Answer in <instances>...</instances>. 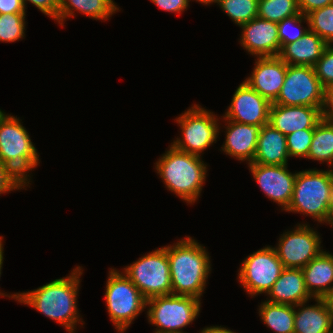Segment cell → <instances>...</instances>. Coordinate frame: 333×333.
<instances>
[{"label":"cell","instance_id":"6da1fadb","mask_svg":"<svg viewBox=\"0 0 333 333\" xmlns=\"http://www.w3.org/2000/svg\"><path fill=\"white\" fill-rule=\"evenodd\" d=\"M82 274V266H77L66 277L55 279L28 292L17 293V302L36 309L62 325L68 333H75L77 324H84L77 308Z\"/></svg>","mask_w":333,"mask_h":333},{"label":"cell","instance_id":"7a4b0ae2","mask_svg":"<svg viewBox=\"0 0 333 333\" xmlns=\"http://www.w3.org/2000/svg\"><path fill=\"white\" fill-rule=\"evenodd\" d=\"M168 255L172 294L201 299L211 273L209 252L190 236L163 246Z\"/></svg>","mask_w":333,"mask_h":333},{"label":"cell","instance_id":"3957f363","mask_svg":"<svg viewBox=\"0 0 333 333\" xmlns=\"http://www.w3.org/2000/svg\"><path fill=\"white\" fill-rule=\"evenodd\" d=\"M169 149L154 163L165 187L183 201L193 204L200 197L207 176V165L200 156L169 145Z\"/></svg>","mask_w":333,"mask_h":333},{"label":"cell","instance_id":"277c9868","mask_svg":"<svg viewBox=\"0 0 333 333\" xmlns=\"http://www.w3.org/2000/svg\"><path fill=\"white\" fill-rule=\"evenodd\" d=\"M333 200V169H309L296 174L293 196L286 212L310 216L325 223Z\"/></svg>","mask_w":333,"mask_h":333},{"label":"cell","instance_id":"5b68a950","mask_svg":"<svg viewBox=\"0 0 333 333\" xmlns=\"http://www.w3.org/2000/svg\"><path fill=\"white\" fill-rule=\"evenodd\" d=\"M21 121L4 111L0 115V162L28 187L31 182L29 172L40 164V154Z\"/></svg>","mask_w":333,"mask_h":333},{"label":"cell","instance_id":"8992f818","mask_svg":"<svg viewBox=\"0 0 333 333\" xmlns=\"http://www.w3.org/2000/svg\"><path fill=\"white\" fill-rule=\"evenodd\" d=\"M108 275L104 297L109 318L115 329L124 333L146 309L147 300L123 272L110 268Z\"/></svg>","mask_w":333,"mask_h":333},{"label":"cell","instance_id":"52a82bcc","mask_svg":"<svg viewBox=\"0 0 333 333\" xmlns=\"http://www.w3.org/2000/svg\"><path fill=\"white\" fill-rule=\"evenodd\" d=\"M201 300L191 296L162 295L146 301L147 319L154 332L186 333L185 327L192 324L201 310Z\"/></svg>","mask_w":333,"mask_h":333},{"label":"cell","instance_id":"ba28073f","mask_svg":"<svg viewBox=\"0 0 333 333\" xmlns=\"http://www.w3.org/2000/svg\"><path fill=\"white\" fill-rule=\"evenodd\" d=\"M202 108L192 105L187 111L176 117L182 130V137H177L171 145L181 151L202 157V152L217 142L220 132L218 116Z\"/></svg>","mask_w":333,"mask_h":333},{"label":"cell","instance_id":"9c48e42d","mask_svg":"<svg viewBox=\"0 0 333 333\" xmlns=\"http://www.w3.org/2000/svg\"><path fill=\"white\" fill-rule=\"evenodd\" d=\"M146 300L172 294L167 251L164 247L147 253L122 271Z\"/></svg>","mask_w":333,"mask_h":333},{"label":"cell","instance_id":"30bf717a","mask_svg":"<svg viewBox=\"0 0 333 333\" xmlns=\"http://www.w3.org/2000/svg\"><path fill=\"white\" fill-rule=\"evenodd\" d=\"M284 269L271 246H265L247 256L239 268L238 281L251 297L268 294Z\"/></svg>","mask_w":333,"mask_h":333},{"label":"cell","instance_id":"8fae6325","mask_svg":"<svg viewBox=\"0 0 333 333\" xmlns=\"http://www.w3.org/2000/svg\"><path fill=\"white\" fill-rule=\"evenodd\" d=\"M324 87L314 67L288 65L281 91L272 104L322 108Z\"/></svg>","mask_w":333,"mask_h":333},{"label":"cell","instance_id":"7c38bea8","mask_svg":"<svg viewBox=\"0 0 333 333\" xmlns=\"http://www.w3.org/2000/svg\"><path fill=\"white\" fill-rule=\"evenodd\" d=\"M292 231L281 234L274 247L284 268H304L317 257L321 249L319 233L307 223H298Z\"/></svg>","mask_w":333,"mask_h":333},{"label":"cell","instance_id":"4fadbf2b","mask_svg":"<svg viewBox=\"0 0 333 333\" xmlns=\"http://www.w3.org/2000/svg\"><path fill=\"white\" fill-rule=\"evenodd\" d=\"M271 104L268 99L243 81L235 90L231 103L222 118L262 127L269 122Z\"/></svg>","mask_w":333,"mask_h":333},{"label":"cell","instance_id":"5bb4252c","mask_svg":"<svg viewBox=\"0 0 333 333\" xmlns=\"http://www.w3.org/2000/svg\"><path fill=\"white\" fill-rule=\"evenodd\" d=\"M249 171L253 178L273 202L286 210L291 202L296 179V172L288 170L287 165H264L249 163Z\"/></svg>","mask_w":333,"mask_h":333},{"label":"cell","instance_id":"9a60e30c","mask_svg":"<svg viewBox=\"0 0 333 333\" xmlns=\"http://www.w3.org/2000/svg\"><path fill=\"white\" fill-rule=\"evenodd\" d=\"M240 45L255 57H276L280 54L278 23L254 18L240 25Z\"/></svg>","mask_w":333,"mask_h":333},{"label":"cell","instance_id":"2e32d148","mask_svg":"<svg viewBox=\"0 0 333 333\" xmlns=\"http://www.w3.org/2000/svg\"><path fill=\"white\" fill-rule=\"evenodd\" d=\"M287 66L279 56L256 57L253 71L244 81L273 103L280 94Z\"/></svg>","mask_w":333,"mask_h":333},{"label":"cell","instance_id":"e0dca14e","mask_svg":"<svg viewBox=\"0 0 333 333\" xmlns=\"http://www.w3.org/2000/svg\"><path fill=\"white\" fill-rule=\"evenodd\" d=\"M321 120V109L317 107L271 104L268 124L288 135L299 130L314 129Z\"/></svg>","mask_w":333,"mask_h":333},{"label":"cell","instance_id":"ac0fdd59","mask_svg":"<svg viewBox=\"0 0 333 333\" xmlns=\"http://www.w3.org/2000/svg\"><path fill=\"white\" fill-rule=\"evenodd\" d=\"M222 120L227 121L224 127L226 138L220 151L239 161H246V164L252 163L261 126L241 124L228 119Z\"/></svg>","mask_w":333,"mask_h":333},{"label":"cell","instance_id":"d6986e66","mask_svg":"<svg viewBox=\"0 0 333 333\" xmlns=\"http://www.w3.org/2000/svg\"><path fill=\"white\" fill-rule=\"evenodd\" d=\"M267 295L269 302L294 306L314 299L306 289L300 268H284Z\"/></svg>","mask_w":333,"mask_h":333},{"label":"cell","instance_id":"ffe728a7","mask_svg":"<svg viewBox=\"0 0 333 333\" xmlns=\"http://www.w3.org/2000/svg\"><path fill=\"white\" fill-rule=\"evenodd\" d=\"M305 286L313 298H324L333 292V254L322 251L302 268Z\"/></svg>","mask_w":333,"mask_h":333},{"label":"cell","instance_id":"44dd1931","mask_svg":"<svg viewBox=\"0 0 333 333\" xmlns=\"http://www.w3.org/2000/svg\"><path fill=\"white\" fill-rule=\"evenodd\" d=\"M289 153L286 135L270 124L263 125L258 136L252 163L264 165H288Z\"/></svg>","mask_w":333,"mask_h":333},{"label":"cell","instance_id":"7402d4cb","mask_svg":"<svg viewBox=\"0 0 333 333\" xmlns=\"http://www.w3.org/2000/svg\"><path fill=\"white\" fill-rule=\"evenodd\" d=\"M314 299L316 302L314 305L306 306L307 302L295 305L294 333L332 332L333 322L325 300L323 298Z\"/></svg>","mask_w":333,"mask_h":333},{"label":"cell","instance_id":"603a6c76","mask_svg":"<svg viewBox=\"0 0 333 333\" xmlns=\"http://www.w3.org/2000/svg\"><path fill=\"white\" fill-rule=\"evenodd\" d=\"M328 44L310 29L301 39L286 44L279 57L288 65L314 66Z\"/></svg>","mask_w":333,"mask_h":333},{"label":"cell","instance_id":"cb8c5ba5","mask_svg":"<svg viewBox=\"0 0 333 333\" xmlns=\"http://www.w3.org/2000/svg\"><path fill=\"white\" fill-rule=\"evenodd\" d=\"M118 10L114 0H59L58 23L64 26L66 18L74 17L75 11L94 20L106 21Z\"/></svg>","mask_w":333,"mask_h":333},{"label":"cell","instance_id":"d4e9b609","mask_svg":"<svg viewBox=\"0 0 333 333\" xmlns=\"http://www.w3.org/2000/svg\"><path fill=\"white\" fill-rule=\"evenodd\" d=\"M260 319L275 333H294L295 306L267 301L259 306Z\"/></svg>","mask_w":333,"mask_h":333},{"label":"cell","instance_id":"484cf974","mask_svg":"<svg viewBox=\"0 0 333 333\" xmlns=\"http://www.w3.org/2000/svg\"><path fill=\"white\" fill-rule=\"evenodd\" d=\"M306 159L322 163L327 162L328 167L333 166V126L323 119L314 128L310 150Z\"/></svg>","mask_w":333,"mask_h":333},{"label":"cell","instance_id":"4316f807","mask_svg":"<svg viewBox=\"0 0 333 333\" xmlns=\"http://www.w3.org/2000/svg\"><path fill=\"white\" fill-rule=\"evenodd\" d=\"M300 14L298 0H258V18L279 23Z\"/></svg>","mask_w":333,"mask_h":333},{"label":"cell","instance_id":"83f0119b","mask_svg":"<svg viewBox=\"0 0 333 333\" xmlns=\"http://www.w3.org/2000/svg\"><path fill=\"white\" fill-rule=\"evenodd\" d=\"M217 5L238 26L258 16V0H218Z\"/></svg>","mask_w":333,"mask_h":333},{"label":"cell","instance_id":"f1b7e54d","mask_svg":"<svg viewBox=\"0 0 333 333\" xmlns=\"http://www.w3.org/2000/svg\"><path fill=\"white\" fill-rule=\"evenodd\" d=\"M308 28L327 44L333 43V4L314 10L306 15Z\"/></svg>","mask_w":333,"mask_h":333},{"label":"cell","instance_id":"f546056e","mask_svg":"<svg viewBox=\"0 0 333 333\" xmlns=\"http://www.w3.org/2000/svg\"><path fill=\"white\" fill-rule=\"evenodd\" d=\"M26 13L0 14V42H15L25 37Z\"/></svg>","mask_w":333,"mask_h":333},{"label":"cell","instance_id":"4dcf8cb0","mask_svg":"<svg viewBox=\"0 0 333 333\" xmlns=\"http://www.w3.org/2000/svg\"><path fill=\"white\" fill-rule=\"evenodd\" d=\"M302 22H306L308 26V19L302 13L294 15L292 17H288L283 19L278 23V35L280 41V51L281 49L289 43L296 42L303 37L309 28L303 27ZM296 28L294 32L288 29L292 27ZM290 30V31H289Z\"/></svg>","mask_w":333,"mask_h":333},{"label":"cell","instance_id":"1f68e13d","mask_svg":"<svg viewBox=\"0 0 333 333\" xmlns=\"http://www.w3.org/2000/svg\"><path fill=\"white\" fill-rule=\"evenodd\" d=\"M314 129L299 130L286 135L289 157L306 158L308 156Z\"/></svg>","mask_w":333,"mask_h":333},{"label":"cell","instance_id":"d6a6232c","mask_svg":"<svg viewBox=\"0 0 333 333\" xmlns=\"http://www.w3.org/2000/svg\"><path fill=\"white\" fill-rule=\"evenodd\" d=\"M323 87L333 85V44H328L319 60L313 66Z\"/></svg>","mask_w":333,"mask_h":333},{"label":"cell","instance_id":"836d02e7","mask_svg":"<svg viewBox=\"0 0 333 333\" xmlns=\"http://www.w3.org/2000/svg\"><path fill=\"white\" fill-rule=\"evenodd\" d=\"M26 184L7 166L0 162V196L13 190L26 189Z\"/></svg>","mask_w":333,"mask_h":333},{"label":"cell","instance_id":"e575fe53","mask_svg":"<svg viewBox=\"0 0 333 333\" xmlns=\"http://www.w3.org/2000/svg\"><path fill=\"white\" fill-rule=\"evenodd\" d=\"M26 9V3H32L44 15H48L58 23L59 0H22Z\"/></svg>","mask_w":333,"mask_h":333},{"label":"cell","instance_id":"d590c367","mask_svg":"<svg viewBox=\"0 0 333 333\" xmlns=\"http://www.w3.org/2000/svg\"><path fill=\"white\" fill-rule=\"evenodd\" d=\"M322 119L333 126V85L324 89L323 105L321 108Z\"/></svg>","mask_w":333,"mask_h":333},{"label":"cell","instance_id":"8d00e7d4","mask_svg":"<svg viewBox=\"0 0 333 333\" xmlns=\"http://www.w3.org/2000/svg\"><path fill=\"white\" fill-rule=\"evenodd\" d=\"M158 8L180 14L189 7V0H151Z\"/></svg>","mask_w":333,"mask_h":333},{"label":"cell","instance_id":"74e56055","mask_svg":"<svg viewBox=\"0 0 333 333\" xmlns=\"http://www.w3.org/2000/svg\"><path fill=\"white\" fill-rule=\"evenodd\" d=\"M299 1V10L303 15L320 9L324 6L333 4V0H298Z\"/></svg>","mask_w":333,"mask_h":333},{"label":"cell","instance_id":"f35d334b","mask_svg":"<svg viewBox=\"0 0 333 333\" xmlns=\"http://www.w3.org/2000/svg\"><path fill=\"white\" fill-rule=\"evenodd\" d=\"M26 13L22 0H0V14Z\"/></svg>","mask_w":333,"mask_h":333},{"label":"cell","instance_id":"ab89813d","mask_svg":"<svg viewBox=\"0 0 333 333\" xmlns=\"http://www.w3.org/2000/svg\"><path fill=\"white\" fill-rule=\"evenodd\" d=\"M3 239H4L3 236H1L0 237V277H1V273H2V265H3V261H4L3 260L4 259V257H3V253H4L3 252L4 251L3 250L4 249L3 246L4 245H3V241H2ZM0 296H2V297L6 296V297H9V298H13V299H15V301H17V293H14V294H11V295L9 294L8 295V294L0 291Z\"/></svg>","mask_w":333,"mask_h":333},{"label":"cell","instance_id":"60d3db41","mask_svg":"<svg viewBox=\"0 0 333 333\" xmlns=\"http://www.w3.org/2000/svg\"><path fill=\"white\" fill-rule=\"evenodd\" d=\"M199 333H236L226 327L221 326H210L201 330Z\"/></svg>","mask_w":333,"mask_h":333},{"label":"cell","instance_id":"b9f144b4","mask_svg":"<svg viewBox=\"0 0 333 333\" xmlns=\"http://www.w3.org/2000/svg\"><path fill=\"white\" fill-rule=\"evenodd\" d=\"M323 299L325 300V302L329 308L331 319L333 322V292L326 295Z\"/></svg>","mask_w":333,"mask_h":333},{"label":"cell","instance_id":"7bdbcfd3","mask_svg":"<svg viewBox=\"0 0 333 333\" xmlns=\"http://www.w3.org/2000/svg\"><path fill=\"white\" fill-rule=\"evenodd\" d=\"M325 222H333V200L331 202L329 214Z\"/></svg>","mask_w":333,"mask_h":333},{"label":"cell","instance_id":"ee69618b","mask_svg":"<svg viewBox=\"0 0 333 333\" xmlns=\"http://www.w3.org/2000/svg\"><path fill=\"white\" fill-rule=\"evenodd\" d=\"M191 1V0H189ZM194 1V0H193ZM196 2H199L201 4H204V5H210V4H213V3H218V0H196Z\"/></svg>","mask_w":333,"mask_h":333},{"label":"cell","instance_id":"f6af8a7d","mask_svg":"<svg viewBox=\"0 0 333 333\" xmlns=\"http://www.w3.org/2000/svg\"><path fill=\"white\" fill-rule=\"evenodd\" d=\"M325 223H327V224H329L330 226L333 227V222H325Z\"/></svg>","mask_w":333,"mask_h":333}]
</instances>
